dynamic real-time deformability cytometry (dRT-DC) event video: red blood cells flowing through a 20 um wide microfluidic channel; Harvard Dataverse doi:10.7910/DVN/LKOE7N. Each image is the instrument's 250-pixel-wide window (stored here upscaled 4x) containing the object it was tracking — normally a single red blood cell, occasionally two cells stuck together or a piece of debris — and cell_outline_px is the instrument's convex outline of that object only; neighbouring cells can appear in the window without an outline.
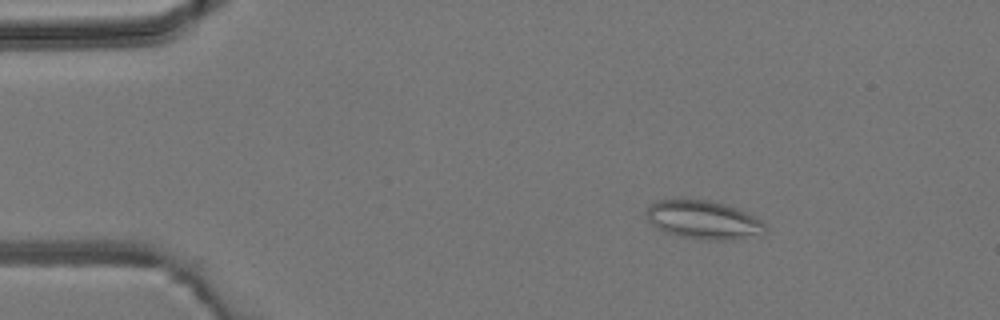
{"species": "common noctule bat (a hibernating species)", "species_latin": "Nyctalus noctula", "temperature_condition": "room temperature", "stored_images_in_passage": 4, "camera_frame_rate_fps": 3000, "um_per_image_px": 0.085, "animal": {"sex": "male", "body_mass_g": 19.2, "forearm_length_mm": 51.8}, "frame": {"image": 1, "passage_image": 2, "time_ms": 1.0, "image_size_px": [1000, 320], "cell_outline_px": [[768, 228], [764, 232], [736, 240], [716, 240], [680, 236], [664, 232], [652, 224], [648, 220], [644, 212], [656, 200], [708, 200], [724, 204], [736, 208], [760, 220]], "centroid_in_image_um": [59.76, 18.69], "position_along_channel_um": 25.2, "area_um2": 26.18}}
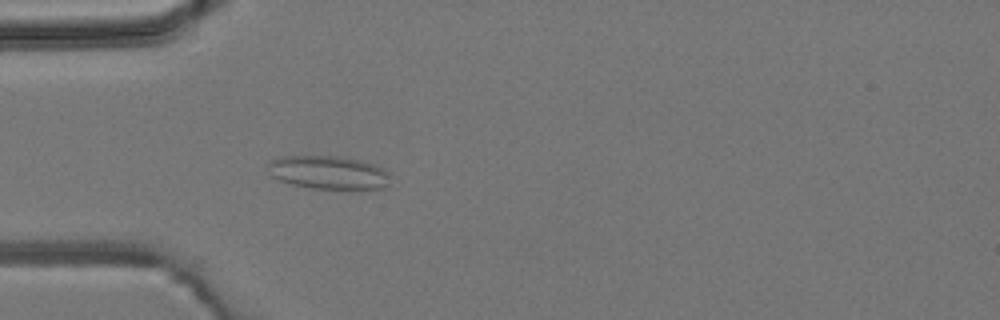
{"frame": {"image": 2, "passage_image": 4, "time_ms": 3.333, "image_size_px": [1000, 320], "cell_outline_px": [[388, 172], [384, 188], [312, 188], [292, 184], [280, 180], [272, 176], [268, 164], [268, 160], [280, 156], [340, 156], [360, 160], [384, 168]], "centroid_in_image_um": [27.85, 14.63], "position_along_channel_um": 57.1, "area_um2": 23.35}}